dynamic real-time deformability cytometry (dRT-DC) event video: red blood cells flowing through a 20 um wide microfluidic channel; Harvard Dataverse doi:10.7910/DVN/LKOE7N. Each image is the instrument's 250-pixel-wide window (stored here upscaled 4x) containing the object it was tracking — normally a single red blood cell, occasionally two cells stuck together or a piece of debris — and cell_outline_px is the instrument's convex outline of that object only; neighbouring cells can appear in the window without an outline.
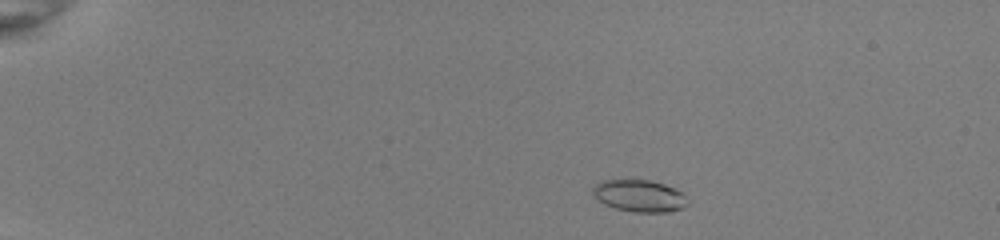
{"species": "common noctule bat (a hibernating species)", "species_latin": "Nyctalus noctula", "temperature_condition": "room temperature", "stored_images_in_passage": 46, "camera_frame_rate_fps": 3000, "um_per_image_px": 0.085, "animal": {"sex": "female", "body_mass_g": 22.0, "forearm_length_mm": 56.7}, "frame": {"image": 1, "passage_image": 4, "time_ms": 1.0, "image_size_px": [1000, 240], "cell_outline_px": [[688, 204], [680, 208], [668, 212], [636, 212], [616, 208], [604, 204], [596, 200], [592, 192], [592, 188], [596, 184], [604, 180], [648, 180], [664, 184], [680, 192], [688, 200]], "centroid_in_image_um": [54.31, 16.65], "position_along_channel_um": 30.7, "area_um2": 17.46}}
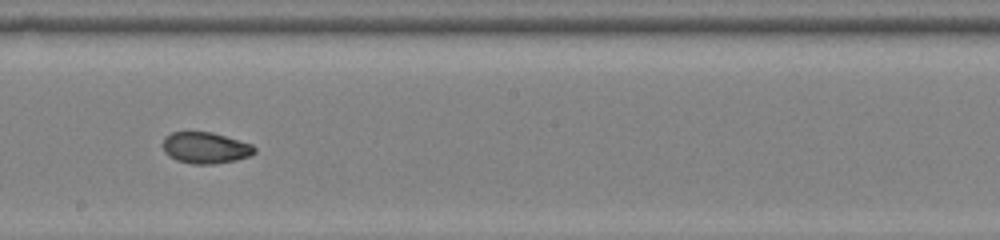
{"frame": {"image": 2, "passage_image": 26, "time_ms": 8.333, "image_size_px": [1000, 240], "cell_outline_px": [[256, 152], [252, 156], [236, 160], [212, 164], [192, 164], [176, 160], [168, 156], [164, 152], [164, 136], [172, 132], [212, 132], [252, 144], [256, 148]], "centroid_in_image_um": [17.48, 12.57], "position_along_channel_um": 230.7, "area_um2": 16.82}}
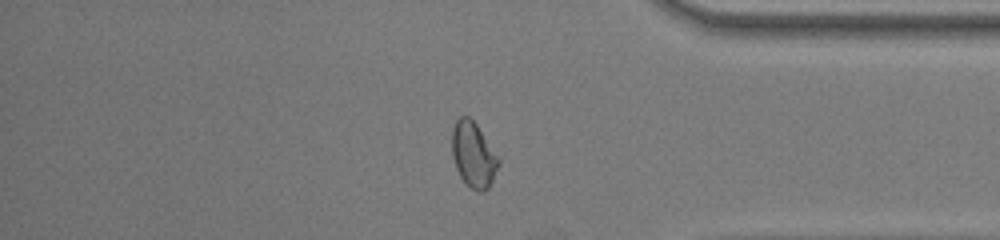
{"frame": {"image": 3, "passage_image": 39, "time_ms": 12.667, "image_size_px": [1000, 240], "cell_outline_px": [[500, 164], [488, 188], [484, 192], [476, 192], [460, 176], [456, 168], [452, 156], [452, 128], [456, 120], [460, 116], [468, 116], [476, 124], [500, 160]], "centroid_in_image_um": [40.23, 13.16], "position_along_channel_um": 395.0, "area_um2": 17.51}, "authors_computed_cell_mechanics": {"area_um2": 17.6001, "velocity_mm_per_s": 4.0139, "shape_relaxation_time_tau1_ms": 6.0713, "shape_relaxation_time_tau2_ms": 2.3458, "deformation_change_tau1": 0.1782, "deformation_change_tau2": 0.0588}}